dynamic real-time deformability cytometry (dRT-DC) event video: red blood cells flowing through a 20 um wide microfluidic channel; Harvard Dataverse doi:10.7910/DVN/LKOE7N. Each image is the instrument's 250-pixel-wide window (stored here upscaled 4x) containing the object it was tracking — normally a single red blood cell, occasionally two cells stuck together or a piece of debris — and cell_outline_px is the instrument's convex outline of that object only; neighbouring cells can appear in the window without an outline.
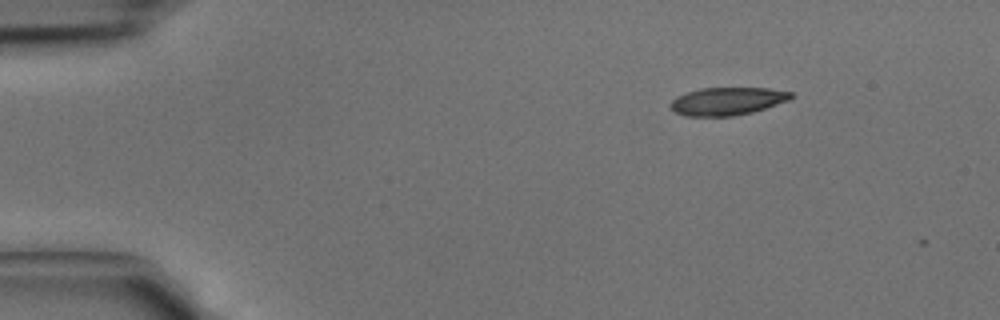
{"species": "common noctule bat (a hibernating species)", "species_latin": "Nyctalus noctula", "temperature_condition": "cold", "stored_images_in_passage": 3, "camera_frame_rate_fps": 3000, "um_per_image_px": 0.085, "animal": {"sex": "male", "body_mass_g": 15.6}, "frame": {"image": 1, "passage_image": 2, "time_ms": 0.333, "image_size_px": [1000, 320], "cell_outline_px": [[792, 96], [788, 100], [752, 112], [732, 116], [684, 116], [676, 112], [668, 104], [676, 96], [700, 88], [768, 88], [792, 92]], "centroid_in_image_um": [61.78, 8.6], "position_along_channel_um": 23.2, "area_um2": 19.36}}